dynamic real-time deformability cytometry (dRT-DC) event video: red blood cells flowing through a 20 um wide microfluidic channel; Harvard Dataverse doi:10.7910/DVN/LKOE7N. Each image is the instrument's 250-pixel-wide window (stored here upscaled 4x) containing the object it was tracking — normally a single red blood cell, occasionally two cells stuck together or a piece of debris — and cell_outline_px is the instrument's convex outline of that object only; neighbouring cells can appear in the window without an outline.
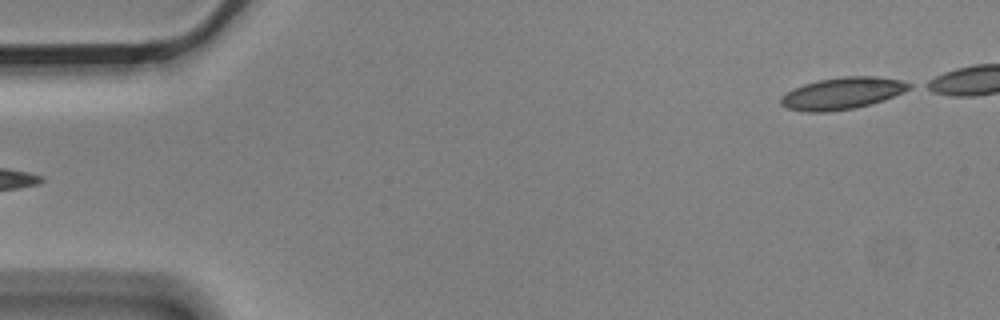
{"species": "Egyptian fruit bat (a non-hibernating species)", "species_latin": "Rousettus aegyptiacus", "temperature_condition": "cold", "stored_images_in_passage": 5, "camera_frame_rate_fps": 3000, "um_per_image_px": 0.085, "animal": {"sex": "male"}, "frame": {"image": 1, "passage_image": 5, "time_ms": 1.333, "image_size_px": [1000, 320], "cell_outline_px": [[912, 88], [904, 92], [884, 100], [872, 104], [856, 108], [828, 112], [804, 112], [788, 108], [780, 104], [780, 96], [792, 88], [804, 84], [820, 80], [844, 76], [876, 76], [900, 80], [912, 84]], "centroid_in_image_um": [71.59, 7.94], "position_along_channel_um": 13.4, "area_um2": 24.04}}